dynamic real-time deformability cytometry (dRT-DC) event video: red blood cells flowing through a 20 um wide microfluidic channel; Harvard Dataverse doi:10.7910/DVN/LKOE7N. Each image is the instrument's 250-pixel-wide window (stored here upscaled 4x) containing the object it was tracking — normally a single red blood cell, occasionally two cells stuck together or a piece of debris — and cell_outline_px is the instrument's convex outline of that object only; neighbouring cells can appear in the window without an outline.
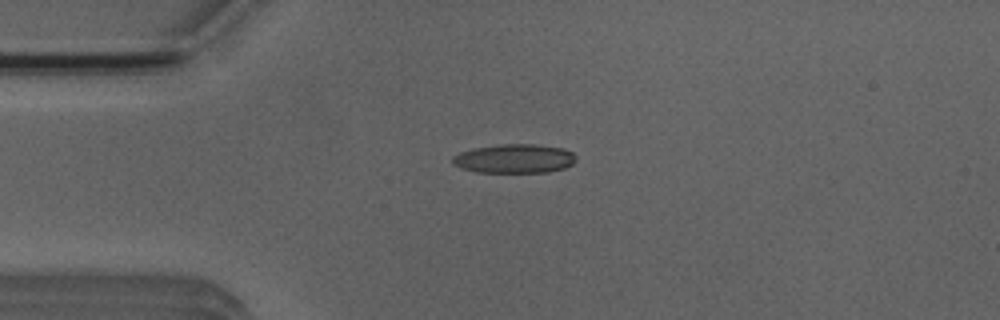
{"species": "Egyptian fruit bat (a non-hibernating species)", "species_latin": "Rousettus aegyptiacus", "temperature_condition": "room temperature", "stored_images_in_passage": 6, "camera_frame_rate_fps": 3000, "um_per_image_px": 0.085, "animal": {"sex": "male"}, "frame": {"image": 1, "passage_image": 3, "time_ms": 3.333, "image_size_px": [1000, 320], "cell_outline_px": [[576, 160], [572, 164], [564, 168], [548, 172], [476, 172], [460, 168], [452, 164], [452, 156], [460, 152], [476, 148], [500, 144], [536, 144], [564, 148], [572, 152], [576, 156]], "centroid_in_image_um": [43.73, 13.48], "position_along_channel_um": 41.3, "area_um2": 20.98}}